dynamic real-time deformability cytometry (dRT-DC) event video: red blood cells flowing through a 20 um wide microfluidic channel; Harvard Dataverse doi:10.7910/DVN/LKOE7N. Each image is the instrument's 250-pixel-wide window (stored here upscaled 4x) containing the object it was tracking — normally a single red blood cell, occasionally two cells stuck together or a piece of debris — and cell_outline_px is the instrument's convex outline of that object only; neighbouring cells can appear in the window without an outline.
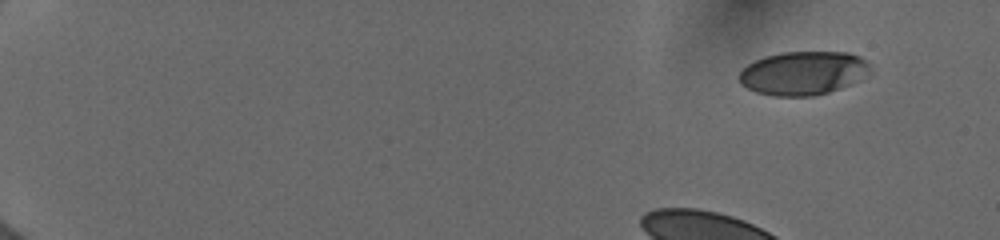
{"species": "human", "species_latin": "Homo sapiens", "temperature_condition": "cold", "stored_images_in_passage": 29, "camera_frame_rate_fps": 3000, "um_per_image_px": 0.085, "donor": {"sex": "female"}, "frame": {"image": 1, "passage_image": 1, "time_ms": 0.0, "image_size_px": [1000, 240], "cell_outline_px": [[872, 68], [860, 80], [852, 84], [816, 96], [772, 96], [756, 92], [740, 84], [740, 72], [748, 64], [764, 56], [784, 52], [848, 52], [860, 56], [868, 60], [872, 64]], "centroid_in_image_um": [68.32, 6.21], "position_along_channel_um": 16.7, "area_um2": 33.58}}